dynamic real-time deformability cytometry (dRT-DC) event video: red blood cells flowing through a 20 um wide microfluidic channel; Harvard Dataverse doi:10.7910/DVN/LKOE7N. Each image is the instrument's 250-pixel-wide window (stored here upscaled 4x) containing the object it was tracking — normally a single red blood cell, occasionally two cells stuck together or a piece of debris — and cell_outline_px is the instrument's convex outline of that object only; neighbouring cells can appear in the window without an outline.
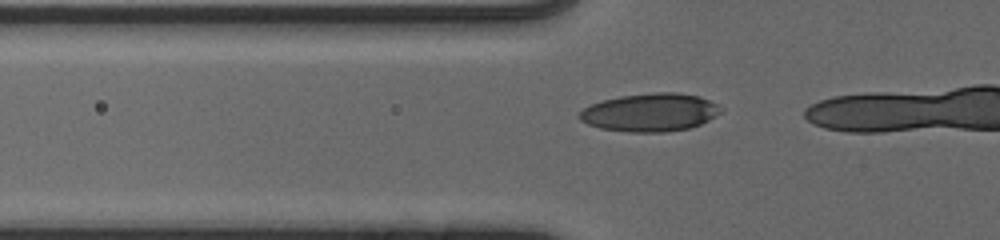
{"species": "human", "species_latin": "Homo sapiens", "temperature_condition": "cold", "stored_images_in_passage": 15, "camera_frame_rate_fps": 3000, "um_per_image_px": 0.085, "donor": {"sex": "male"}, "frame": {"image": 1, "passage_image": 9, "time_ms": 2.667, "image_size_px": [1000, 240], "cell_outline_px": [[724, 108], [716, 116], [700, 124], [688, 128], [664, 132], [628, 132], [600, 128], [588, 124], [580, 120], [576, 116], [584, 108], [592, 104], [604, 100], [620, 96], [656, 92], [680, 92], [700, 96]], "centroid_in_image_um": [55.27, 9.55], "position_along_channel_um": 70.5, "area_um2": 31.39}}
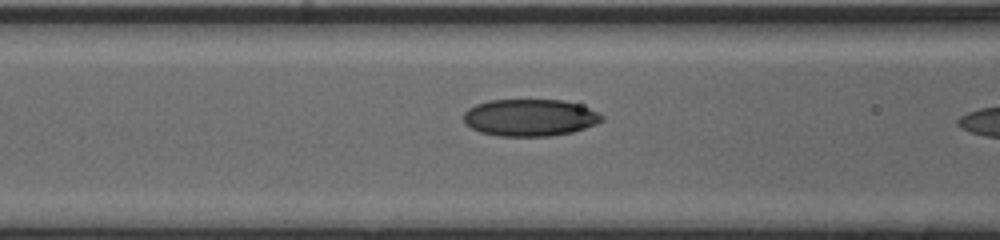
{"frame": {"image": 2, "passage_image": 13, "time_ms": 4.0, "image_size_px": [1000, 240], "cell_outline_px": [[604, 120], [596, 124], [572, 132], [548, 136], [500, 136], [480, 132], [472, 128], [464, 120], [464, 112], [468, 108], [476, 104], [488, 100], [564, 100], [588, 108], [604, 116]], "centroid_in_image_um": [45.03, 9.99], "position_along_channel_um": 121.6, "area_um2": 29.65}}